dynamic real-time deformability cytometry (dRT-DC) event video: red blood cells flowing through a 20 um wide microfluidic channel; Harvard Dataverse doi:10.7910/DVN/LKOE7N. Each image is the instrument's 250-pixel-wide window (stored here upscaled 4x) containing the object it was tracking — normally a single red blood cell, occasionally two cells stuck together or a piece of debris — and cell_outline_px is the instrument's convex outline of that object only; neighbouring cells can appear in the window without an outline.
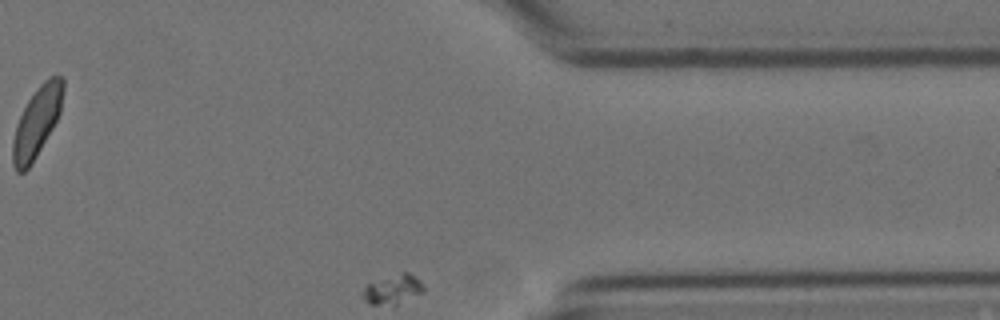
{"species": "Egyptian fruit bat (a non-hibernating species)", "species_latin": "Rousettus aegyptiacus", "temperature_condition": "cold", "stored_images_in_passage": 41, "segment_of_instrument_passage": [2, 2], "camera_frame_rate_fps": 3000, "um_per_image_px": 0.085, "animal": {"sex": "female"}, "frame": {"image": 1, "passage_image": 35, "time_ms": 11.333, "image_size_px": [1000, 320], "cell_outline_px": [[64, 88], [60, 112], [52, 128], [36, 156], [28, 168], [24, 172], [16, 172], [12, 164], [12, 140], [16, 124], [28, 100], [40, 84], [48, 76], [64, 76]], "centroid_in_image_um": [3.12, 10.36], "position_along_channel_um": 408.3, "area_um2": 20.4}}